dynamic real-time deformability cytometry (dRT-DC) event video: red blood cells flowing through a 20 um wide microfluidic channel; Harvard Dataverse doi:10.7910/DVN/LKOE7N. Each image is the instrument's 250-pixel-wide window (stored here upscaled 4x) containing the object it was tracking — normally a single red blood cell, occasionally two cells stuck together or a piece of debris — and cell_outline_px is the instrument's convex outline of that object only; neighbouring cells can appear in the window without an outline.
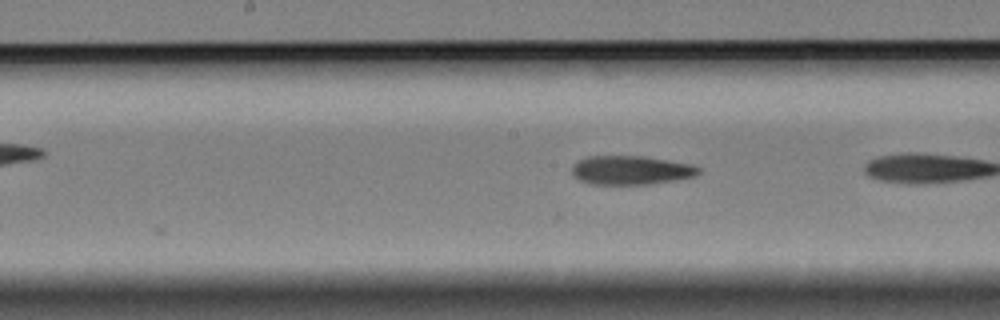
{"species": "Egyptian fruit bat (a non-hibernating species)", "species_latin": "Rousettus aegyptiacus", "temperature_condition": "cold", "stored_images_in_passage": 10, "camera_frame_rate_fps": 3000, "um_per_image_px": 0.085, "animal": {"sex": "female"}, "frame": {"image": 1, "passage_image": 9, "time_ms": 2.667, "image_size_px": [1000, 320], "cell_outline_px": [[700, 172], [696, 176], [648, 184], [592, 184], [580, 180], [572, 172], [572, 168], [580, 160], [588, 156], [644, 156], [692, 164], [700, 168]], "centroid_in_image_um": [53.66, 14.46], "position_along_channel_um": 194.5, "area_um2": 21.04}}